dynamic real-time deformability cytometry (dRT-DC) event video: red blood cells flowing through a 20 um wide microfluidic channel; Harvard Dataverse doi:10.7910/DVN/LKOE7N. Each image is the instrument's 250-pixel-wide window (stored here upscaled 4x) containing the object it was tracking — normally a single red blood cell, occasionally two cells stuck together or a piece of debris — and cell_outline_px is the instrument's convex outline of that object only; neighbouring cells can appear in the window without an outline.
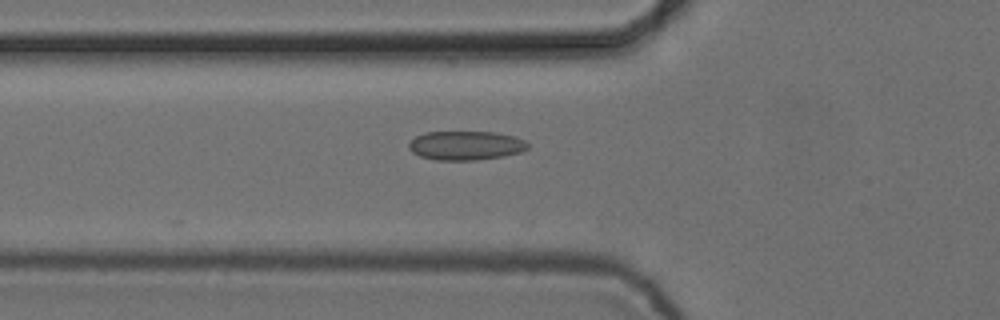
{"species": "common noctule bat (a hibernating species)", "species_latin": "Nyctalus noctula", "temperature_condition": "cold", "stored_images_in_passage": 8, "camera_frame_rate_fps": 3000, "um_per_image_px": 0.085, "animal": {"sex": "female", "body_mass_g": 24.6, "forearm_length_mm": 56.2}, "frame": {"image": 1, "passage_image": 8, "time_ms": 2.333, "image_size_px": [1000, 320], "cell_outline_px": [[528, 148], [520, 152], [504, 156], [476, 160], [436, 160], [420, 156], [412, 152], [408, 148], [408, 144], [416, 136], [424, 132], [492, 132], [512, 136], [524, 140], [528, 144]], "centroid_in_image_um": [39.56, 12.37], "position_along_channel_um": 86.2, "area_um2": 20.06}}